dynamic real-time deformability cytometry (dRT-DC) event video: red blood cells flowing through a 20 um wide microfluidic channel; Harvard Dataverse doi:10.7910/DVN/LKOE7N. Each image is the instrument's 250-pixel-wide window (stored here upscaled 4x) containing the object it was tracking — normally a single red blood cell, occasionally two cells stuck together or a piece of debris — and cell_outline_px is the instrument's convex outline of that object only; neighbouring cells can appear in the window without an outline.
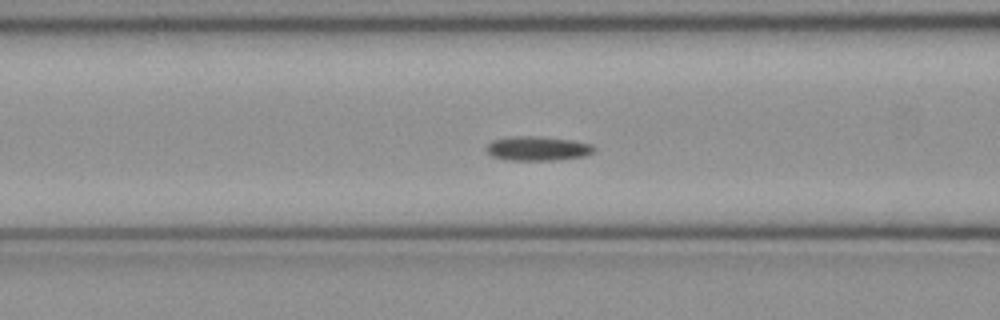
{"species": "common noctule bat (a hibernating species)", "species_latin": "Nyctalus noctula", "temperature_condition": "cold", "stored_images_in_passage": 43, "camera_frame_rate_fps": 3000, "um_per_image_px": 0.085, "animal": {"sex": "female", "body_mass_g": 21.9}, "frame": {"image": 1, "passage_image": 12, "time_ms": 3.667, "image_size_px": [1000, 320], "cell_outline_px": [[596, 152], [584, 156], [552, 160], [508, 160], [492, 156], [484, 148], [492, 140], [508, 136], [536, 136], [572, 140], [592, 144], [596, 148]], "centroid_in_image_um": [45.7, 12.61], "position_along_channel_um": 120.9, "area_um2": 15.37}}
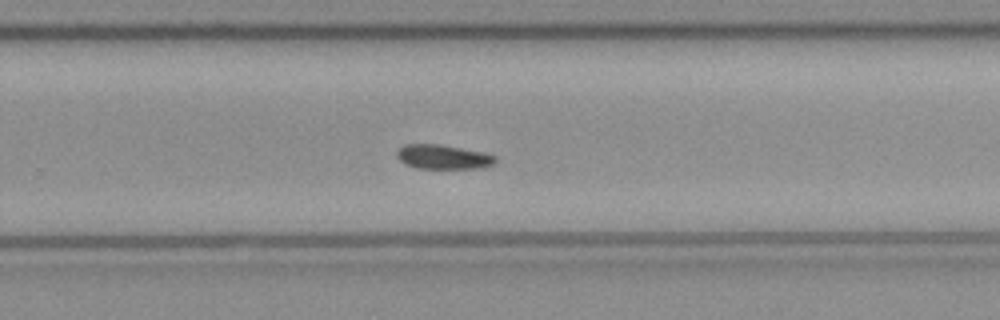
{"frame": {"image": 2, "passage_image": 25, "time_ms": 8.0, "image_size_px": [1000, 320], "cell_outline_px": [[496, 164], [480, 168], [416, 168], [404, 164], [396, 156], [396, 152], [404, 144], [440, 144], [484, 152], [496, 156]], "centroid_in_image_um": [37.67, 13.33], "position_along_channel_um": 292.1, "area_um2": 14.1}}
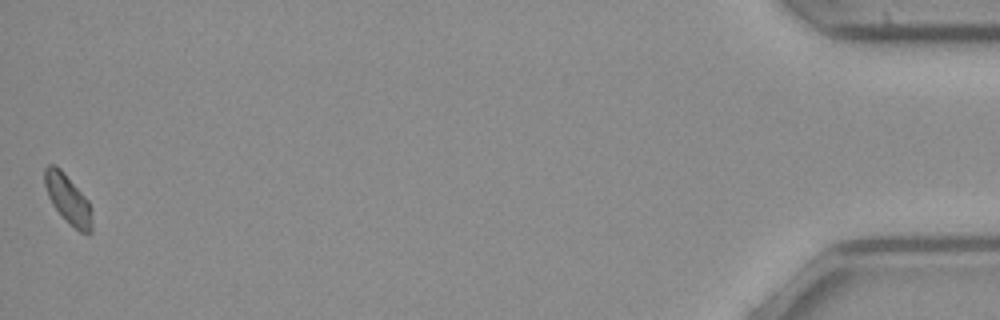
{"frame": {"image": 3, "passage_image": 43, "time_ms": 14.0, "image_size_px": [1000, 320], "cell_outline_px": [[92, 232], [88, 236], [80, 232], [52, 204], [48, 196], [44, 184], [44, 168], [48, 164], [56, 164], [60, 168], [88, 200], [92, 212]], "centroid_in_image_um": [5.79, 16.91], "position_along_channel_um": 429.4, "area_um2": 13.41}}